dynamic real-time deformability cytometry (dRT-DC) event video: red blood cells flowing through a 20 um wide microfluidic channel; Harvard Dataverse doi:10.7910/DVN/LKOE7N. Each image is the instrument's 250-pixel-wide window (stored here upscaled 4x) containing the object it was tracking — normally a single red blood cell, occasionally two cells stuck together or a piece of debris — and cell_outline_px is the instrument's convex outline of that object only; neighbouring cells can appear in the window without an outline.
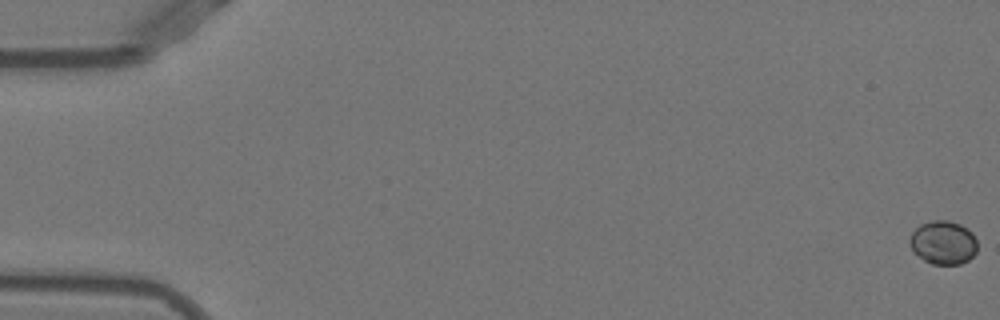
{"species": "Egyptian fruit bat (a non-hibernating species)", "species_latin": "Rousettus aegyptiacus", "temperature_condition": "warm", "stored_images_in_passage": 53, "camera_frame_rate_fps": 3000, "um_per_image_px": 0.085, "animal": {"sex": "female"}, "frame": {"image": 1, "passage_image": 1, "time_ms": 0.0, "image_size_px": [1000, 320], "cell_outline_px": [[976, 252], [968, 260], [960, 264], [932, 264], [924, 260], [912, 248], [908, 240], [912, 232], [920, 224], [932, 220], [948, 220], [960, 224], [972, 232], [976, 240]], "centroid_in_image_um": [80.17, 20.6], "position_along_channel_um": 4.8, "area_um2": 17.05}}
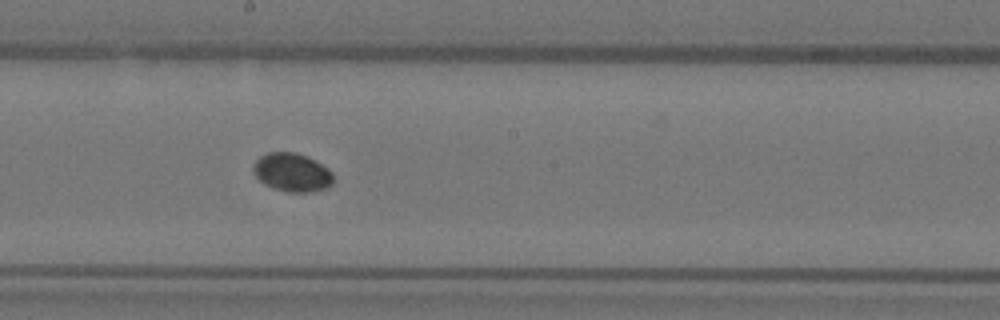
{"frame": {"image": 2, "passage_image": 30, "time_ms": 9.667, "image_size_px": [1000, 320], "cell_outline_px": [[332, 184], [328, 188], [312, 192], [288, 192], [272, 188], [264, 184], [252, 172], [252, 164], [260, 156], [268, 152], [296, 152], [308, 156], [328, 168], [332, 172]], "centroid_in_image_um": [24.81, 14.65], "position_along_channel_um": 223.4, "area_um2": 18.21}}
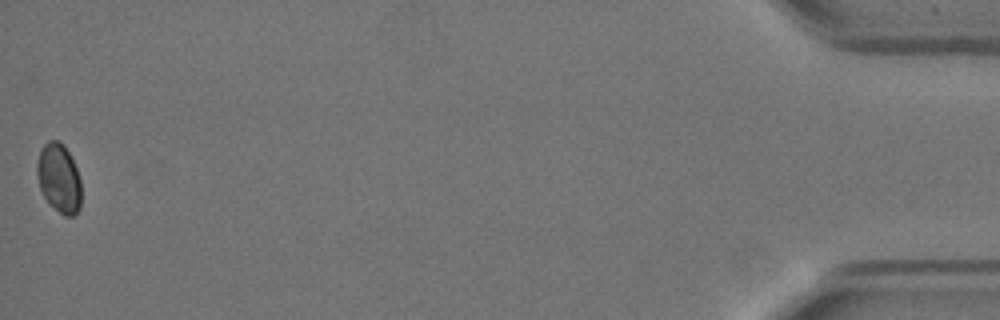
{"frame": {"image": 3, "passage_image": 53, "time_ms": 17.333, "image_size_px": [1000, 320], "cell_outline_px": [[80, 208], [72, 216], [64, 216], [48, 204], [40, 188], [36, 176], [36, 164], [40, 152], [44, 144], [48, 140], [56, 140], [64, 144], [76, 168], [80, 180]], "centroid_in_image_um": [4.98, 15.15], "position_along_channel_um": 430.2, "area_um2": 17.8}}